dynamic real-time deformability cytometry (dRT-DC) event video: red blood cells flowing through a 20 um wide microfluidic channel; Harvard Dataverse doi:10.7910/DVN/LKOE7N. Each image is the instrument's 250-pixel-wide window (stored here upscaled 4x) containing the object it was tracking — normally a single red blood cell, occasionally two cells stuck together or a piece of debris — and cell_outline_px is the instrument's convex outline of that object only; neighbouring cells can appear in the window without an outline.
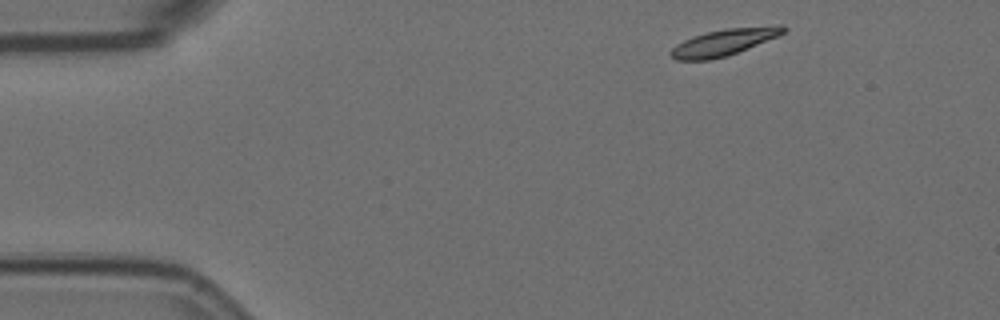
{"species": "Egyptian fruit bat (a non-hibernating species)", "species_latin": "Rousettus aegyptiacus", "temperature_condition": "room temperature", "stored_images_in_passage": 8, "camera_frame_rate_fps": 3000, "um_per_image_px": 0.085, "animal": {"sex": "female"}, "frame": {"image": 1, "passage_image": 1, "time_ms": 0.0, "image_size_px": [1000, 320], "cell_outline_px": [[788, 28], [784, 32], [776, 36], [748, 48], [724, 56], [708, 60], [676, 60], [668, 52], [676, 44], [692, 36], [708, 32], [728, 28], [776, 24], [784, 24]], "centroid_in_image_um": [61.55, 3.56], "position_along_channel_um": 23.5, "area_um2": 17.34}}
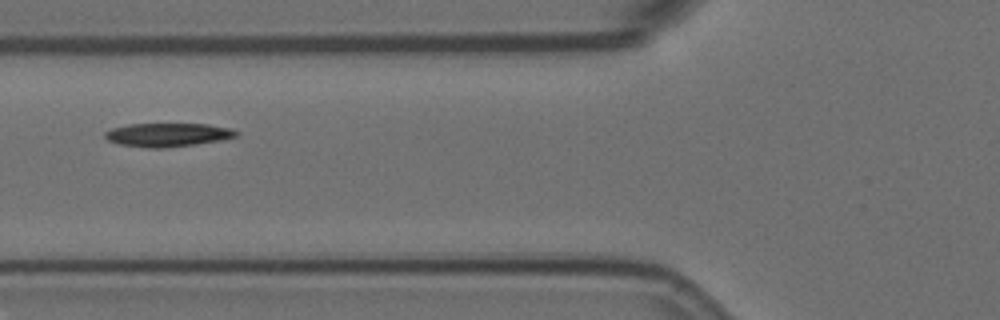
{"frame": {"image": 2, "passage_image": 5, "time_ms": 1.333, "image_size_px": [1000, 320], "cell_outline_px": [[240, 132], [236, 136], [220, 140], [196, 144], [164, 148], [144, 148], [120, 144], [108, 140], [104, 136], [104, 132], [112, 128], [128, 124], [208, 124], [232, 128]], "centroid_in_image_um": [14.26, 11.46], "position_along_channel_um": 111.5, "area_um2": 18.09}}
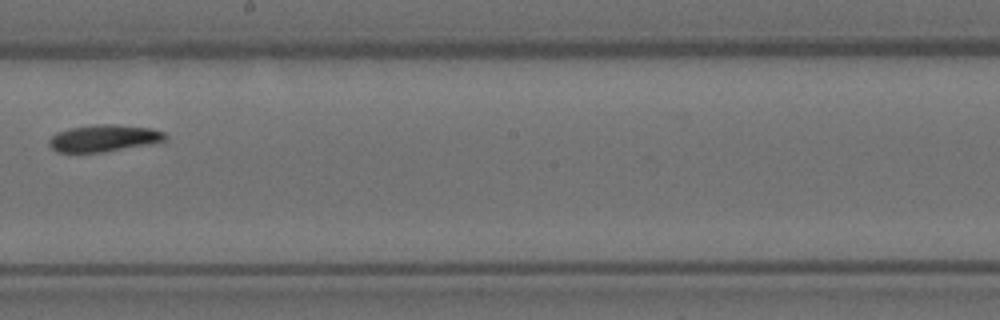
{"frame": {"image": 3, "passage_image": 8, "time_ms": 2.333, "image_size_px": [1000, 320], "cell_outline_px": [[168, 136], [164, 140], [148, 144], [104, 152], [56, 152], [48, 144], [48, 140], [56, 132], [68, 128], [100, 124], [112, 124], [152, 128], [164, 132]], "centroid_in_image_um": [8.79, 11.74], "position_along_channel_um": 239.4, "area_um2": 18.15}}